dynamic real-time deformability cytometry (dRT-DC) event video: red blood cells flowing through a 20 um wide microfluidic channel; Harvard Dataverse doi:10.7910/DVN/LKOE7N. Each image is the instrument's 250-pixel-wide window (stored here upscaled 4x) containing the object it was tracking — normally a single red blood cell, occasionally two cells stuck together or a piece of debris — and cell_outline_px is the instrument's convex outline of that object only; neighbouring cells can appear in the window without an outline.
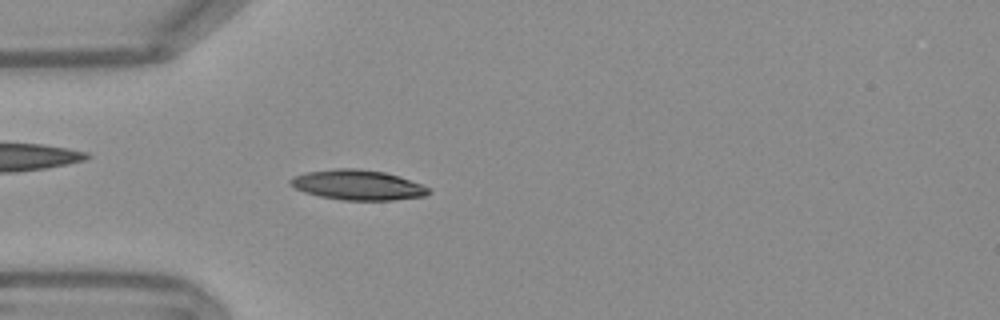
{"species": "Egyptian fruit bat (a non-hibernating species)", "species_latin": "Rousettus aegyptiacus", "temperature_condition": "warm", "stored_images_in_passage": 53, "camera_frame_rate_fps": 3000, "um_per_image_px": 0.085, "frame": {"image": 1, "passage_image": 15, "time_ms": 4.667, "image_size_px": [1000, 320], "cell_outline_px": [[432, 192], [424, 196], [392, 200], [340, 200], [320, 196], [304, 192], [296, 188], [288, 180], [304, 172], [336, 168], [360, 168], [384, 172], [400, 176], [432, 188]], "centroid_in_image_um": [30.45, 15.71], "position_along_channel_um": 54.5, "area_um2": 24.33}}
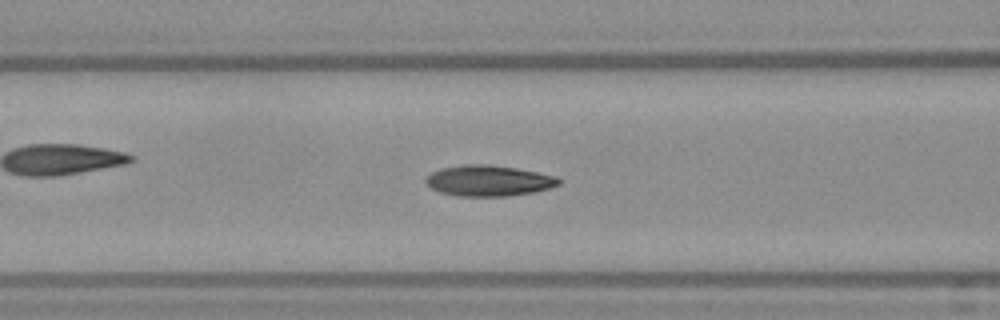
{"frame": {"image": 2, "passage_image": 21, "time_ms": 6.667, "image_size_px": [1000, 320], "cell_outline_px": [[560, 184], [548, 188], [532, 192], [508, 196], [456, 196], [440, 192], [432, 188], [424, 180], [432, 172], [440, 168], [464, 164], [488, 164], [516, 168], [556, 176], [560, 180]], "centroid_in_image_um": [41.51, 15.35], "position_along_channel_um": 125.1, "area_um2": 23.76}}
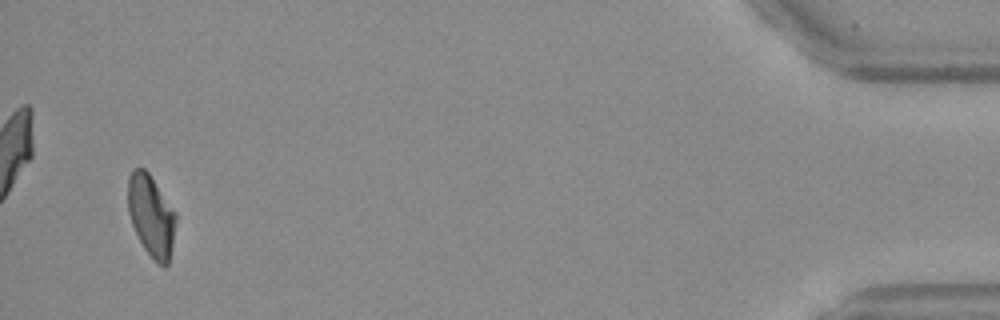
{"frame": {"image": 3, "passage_image": 51, "time_ms": 16.667, "image_size_px": [1000, 320], "cell_outline_px": [[176, 220], [172, 244], [168, 264], [164, 268], [156, 264], [144, 248], [132, 224], [128, 212], [128, 176], [132, 168], [144, 168], [148, 172], [176, 212]], "centroid_in_image_um": [12.84, 18.34], "position_along_channel_um": 422.4, "area_um2": 22.77}, "authors_computed_cell_mechanics": {"area_um2": 23.2356, "velocity_mm_per_s": 3.7972, "shape_relaxation_time_tau1_ms": 6.8761, "shape_relaxation_time_tau2_ms": 2.2983, "deformation_change_tau1": 0.2099, "deformation_change_tau2": 0.0635}}